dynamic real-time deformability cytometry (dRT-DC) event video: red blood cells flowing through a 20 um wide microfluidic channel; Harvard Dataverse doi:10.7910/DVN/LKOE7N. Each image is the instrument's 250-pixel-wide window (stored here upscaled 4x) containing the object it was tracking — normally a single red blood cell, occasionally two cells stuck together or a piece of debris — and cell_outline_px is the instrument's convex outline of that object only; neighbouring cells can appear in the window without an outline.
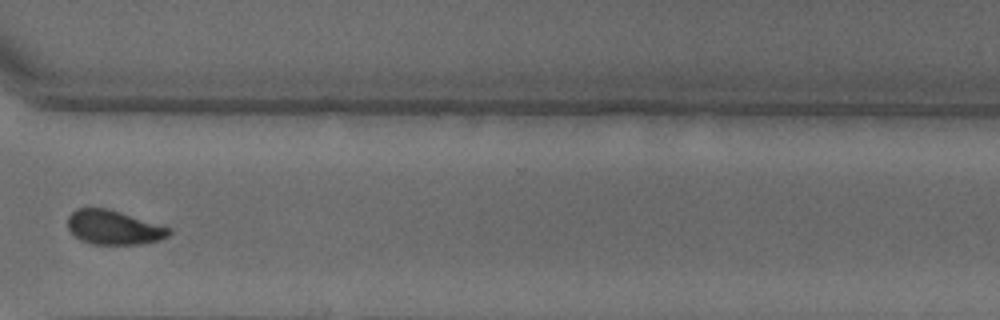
{"species": "common noctule bat (a hibernating species)", "species_latin": "Nyctalus noctula", "temperature_condition": "warm", "stored_images_in_passage": 32, "camera_frame_rate_fps": 3000, "um_per_image_px": 0.085, "animal": {"sex": "male", "body_mass_g": 18.8}, "frame": {"image": 1, "passage_image": 23, "time_ms": 7.333, "image_size_px": [1000, 320], "cell_outline_px": [[172, 232], [168, 236], [160, 240], [140, 244], [92, 244], [80, 240], [68, 228], [68, 216], [76, 208], [108, 208], [172, 228]], "centroid_in_image_um": [9.68, 19.33], "position_along_channel_um": 360.9, "area_um2": 20.23}}